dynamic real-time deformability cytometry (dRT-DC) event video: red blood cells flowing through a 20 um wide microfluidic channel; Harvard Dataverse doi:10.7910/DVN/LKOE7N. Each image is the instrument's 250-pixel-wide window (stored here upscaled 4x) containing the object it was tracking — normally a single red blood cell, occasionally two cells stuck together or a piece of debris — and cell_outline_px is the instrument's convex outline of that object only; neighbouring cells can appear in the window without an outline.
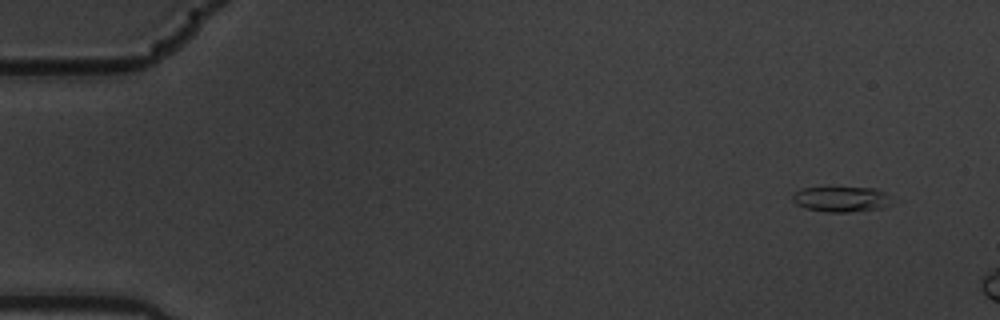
{"species": "common noctule bat (a hibernating species)", "species_latin": "Nyctalus noctula", "temperature_condition": "warm", "stored_images_in_passage": 3, "camera_frame_rate_fps": 3000, "um_per_image_px": 0.085, "animal": {"sex": "male", "body_mass_g": 19.5, "forearm_length_mm": 54.6}, "frame": {"image": 1, "passage_image": 1, "time_ms": 0.0, "image_size_px": [1000, 320], "cell_outline_px": [[904, 200], [884, 208], [848, 212], [828, 212], [804, 208], [796, 204], [792, 200], [792, 196], [800, 188], [876, 188]], "centroid_in_image_um": [71.71, 16.94], "position_along_channel_um": 13.3, "area_um2": 15.32}}